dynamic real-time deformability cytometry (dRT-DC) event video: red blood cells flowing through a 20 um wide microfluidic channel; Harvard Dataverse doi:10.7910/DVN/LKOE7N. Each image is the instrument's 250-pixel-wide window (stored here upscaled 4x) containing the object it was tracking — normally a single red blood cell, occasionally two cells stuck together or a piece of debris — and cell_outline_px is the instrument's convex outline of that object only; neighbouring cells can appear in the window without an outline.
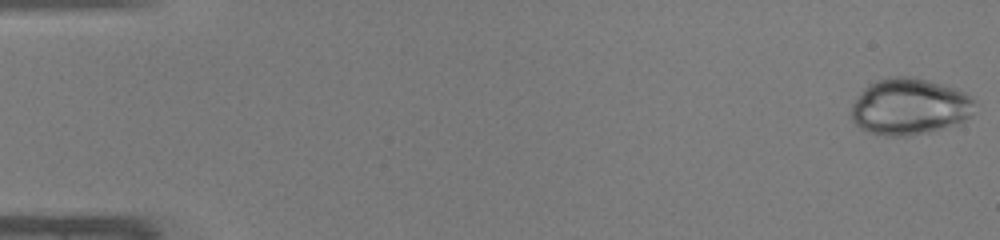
{"species": "common noctule bat (a hibernating species)", "species_latin": "Nyctalus noctula", "temperature_condition": "warm", "stored_images_in_passage": 47, "camera_frame_rate_fps": 3000, "um_per_image_px": 0.085, "animal": {"sex": "male", "body_mass_g": 19.0, "forearm_length_mm": 50.8}, "frame": {"image": 1, "passage_image": 1, "time_ms": 0.0, "image_size_px": [1000, 240], "cell_outline_px": [[972, 116], [956, 124], [932, 132], [908, 136], [884, 136], [868, 132], [860, 128], [852, 120], [852, 104], [860, 92], [868, 84], [876, 80], [888, 76], [912, 76], [928, 80], [956, 88], [964, 92], [972, 100]], "centroid_in_image_um": [77.27, 9.06], "position_along_channel_um": 7.7, "area_um2": 40.86}}
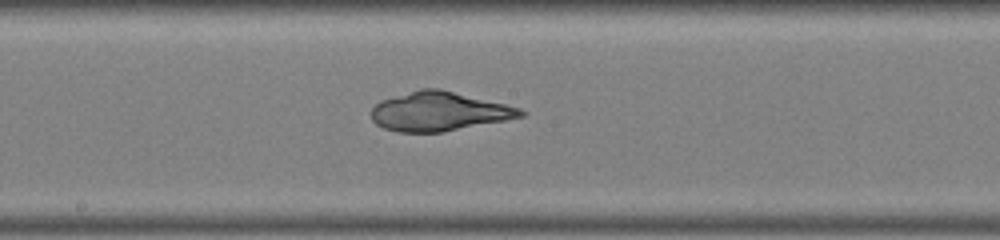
{"frame": {"image": 2, "passage_image": 26, "time_ms": 8.333, "image_size_px": [1000, 240], "cell_outline_px": [[528, 112], [524, 116], [504, 120], [440, 132], [396, 132], [384, 128], [376, 124], [372, 120], [372, 108], [380, 100], [420, 88], [440, 88], [520, 108]], "centroid_in_image_um": [37.29, 9.46], "position_along_channel_um": 210.9, "area_um2": 33.76}}
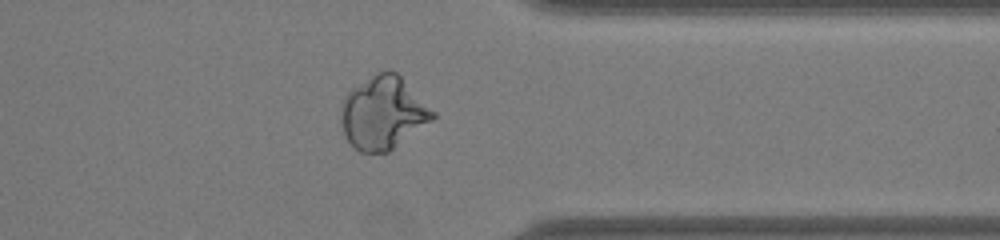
{"frame": {"image": 3, "passage_image": 38, "time_ms": 12.333, "image_size_px": [1000, 240], "cell_outline_px": [[436, 116], [432, 120], [388, 152], [360, 152], [348, 140], [344, 132], [344, 96], [352, 88], [376, 72], [388, 68], [396, 72], [436, 112]], "centroid_in_image_um": [32.61, 9.56], "position_along_channel_um": 378.8, "area_um2": 38.09}}